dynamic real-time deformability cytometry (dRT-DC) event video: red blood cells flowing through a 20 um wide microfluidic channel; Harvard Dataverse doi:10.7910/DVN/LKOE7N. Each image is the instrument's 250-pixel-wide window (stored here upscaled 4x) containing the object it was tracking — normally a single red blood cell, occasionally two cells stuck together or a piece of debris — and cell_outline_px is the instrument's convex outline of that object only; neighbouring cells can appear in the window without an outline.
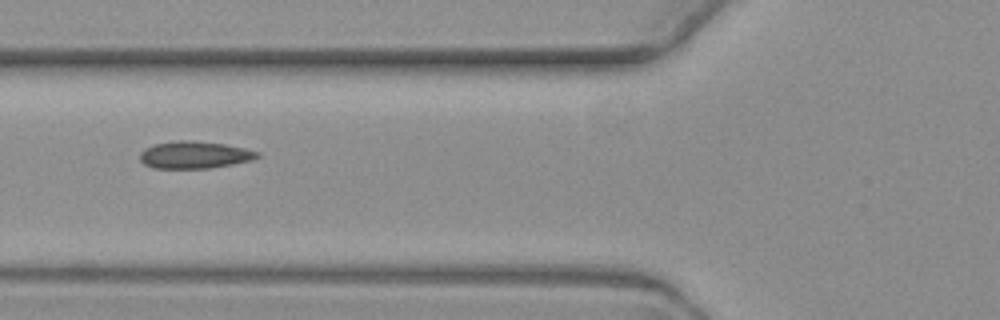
{"species": "common noctule bat (a hibernating species)", "species_latin": "Nyctalus noctula", "temperature_condition": "warm", "stored_images_in_passage": 3, "camera_frame_rate_fps": 3000, "um_per_image_px": 0.085, "animal": {"sex": "female", "body_mass_g": 19.3, "forearm_length_mm": 54.1}, "frame": {"image": 1, "passage_image": 2, "time_ms": 1.333, "image_size_px": [1000, 320], "cell_outline_px": [[260, 156], [252, 160], [232, 164], [208, 168], [152, 168], [144, 164], [140, 160], [140, 152], [144, 148], [156, 144], [176, 140], [192, 140], [224, 144], [244, 148], [260, 152]], "centroid_in_image_um": [16.52, 13.16], "position_along_channel_um": 109.3, "area_um2": 18.61}}
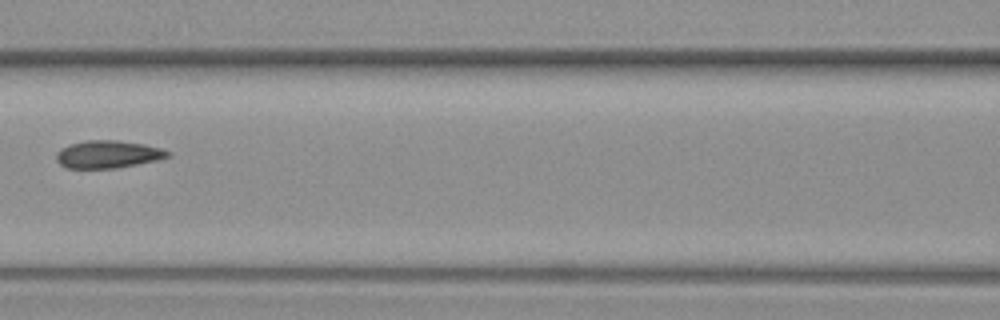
{"frame": {"image": 2, "passage_image": 3, "time_ms": 2.667, "image_size_px": [1000, 320], "cell_outline_px": [[172, 156], [156, 160], [116, 168], [64, 168], [56, 160], [56, 152], [60, 148], [68, 144], [84, 140], [116, 140], [144, 144], [160, 148], [172, 152]], "centroid_in_image_um": [9.14, 13.11], "position_along_channel_um": 157.5, "area_um2": 18.09}}